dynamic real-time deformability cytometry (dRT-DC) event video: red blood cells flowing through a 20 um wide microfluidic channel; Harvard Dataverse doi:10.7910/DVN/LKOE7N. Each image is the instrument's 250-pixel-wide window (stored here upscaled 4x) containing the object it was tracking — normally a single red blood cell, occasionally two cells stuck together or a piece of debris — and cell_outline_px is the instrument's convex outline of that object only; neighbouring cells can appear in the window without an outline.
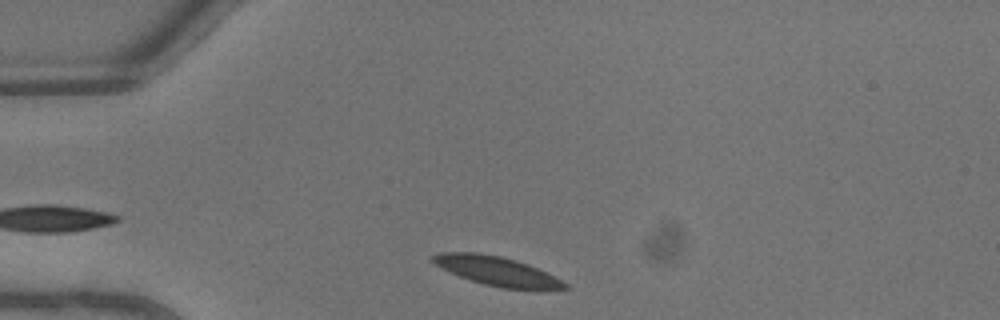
{"species": "common noctule bat (a hibernating species)", "species_latin": "Nyctalus noctula", "temperature_condition": "warm", "stored_images_in_passage": 26, "camera_frame_rate_fps": 3000, "um_per_image_px": 0.085, "animal": {"sex": "male", "body_mass_g": 13.3}, "frame": {"image": 1, "passage_image": 1, "time_ms": 0.0, "image_size_px": [1000, 320], "cell_outline_px": [[572, 288], [548, 292], [536, 292], [500, 288], [484, 284], [460, 276], [436, 264], [432, 260], [432, 256], [440, 252], [476, 252], [500, 256], [516, 260], [528, 264], [568, 284]], "centroid_in_image_um": [42.39, 23.1], "position_along_channel_um": 42.6, "area_um2": 22.77}}
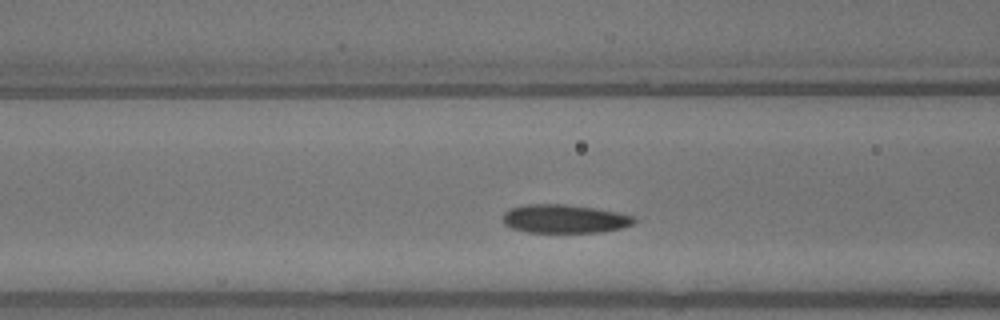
{"frame": {"image": 2, "passage_image": 8, "time_ms": 2.333, "image_size_px": [1000, 320], "cell_outline_px": [[636, 220], [632, 224], [620, 228], [600, 232], [528, 232], [512, 228], [504, 224], [504, 212], [512, 208], [528, 204], [564, 204], [596, 208], [616, 212], [632, 216]], "centroid_in_image_um": [47.97, 18.6], "position_along_channel_um": 118.6, "area_um2": 21.56}}
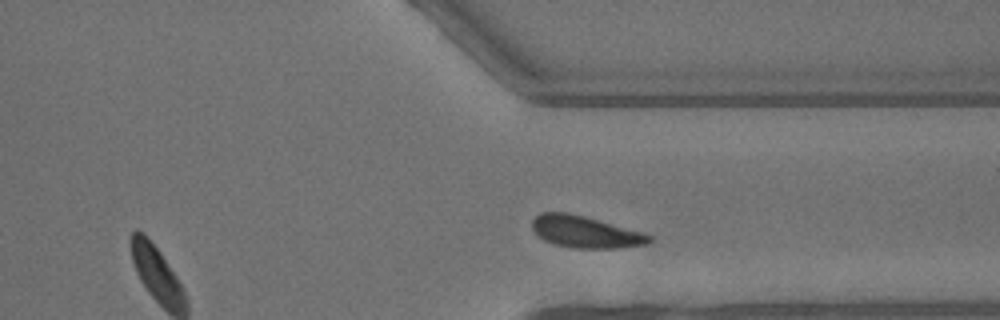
{"frame": {"image": 3, "passage_image": 24, "time_ms": 7.667, "image_size_px": [1000, 320], "cell_outline_px": [[652, 240], [648, 244], [620, 248], [572, 248], [552, 244], [544, 240], [532, 228], [532, 220], [540, 212], [568, 212], [584, 216], [644, 232], [652, 236]], "centroid_in_image_um": [49.77, 19.71], "position_along_channel_um": 361.6, "area_um2": 21.85}, "authors_computed_cell_mechanics": {"area_um2": 22.6576, "velocity_mm_per_s": 4.5538, "shape_relaxation_time_tau1_ms": 1.9921, "shape_relaxation_time_tau2_ms": null, "deformation_change_tau1": 0.0784, "deformation_change_tau2": null}}